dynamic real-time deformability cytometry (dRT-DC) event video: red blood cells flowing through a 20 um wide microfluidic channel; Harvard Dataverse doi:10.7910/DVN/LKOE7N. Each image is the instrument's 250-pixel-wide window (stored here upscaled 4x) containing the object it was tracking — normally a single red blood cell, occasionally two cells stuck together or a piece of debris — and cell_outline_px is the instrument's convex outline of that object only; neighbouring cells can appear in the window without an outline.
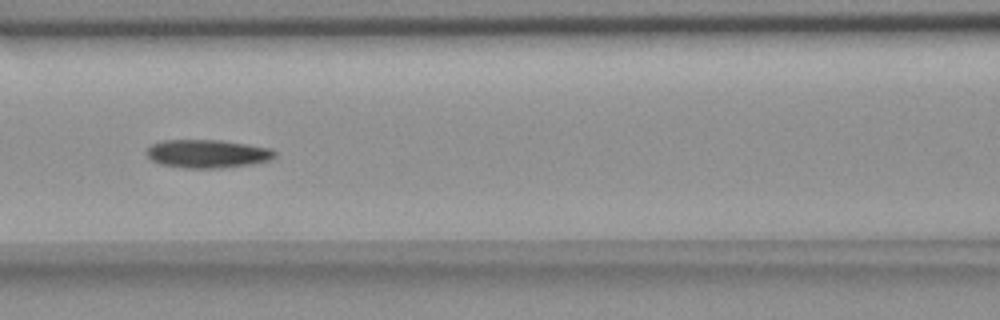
{"species": "common noctule bat (a hibernating species)", "species_latin": "Nyctalus noctula", "temperature_condition": "room temperature", "stored_images_in_passage": 9, "camera_frame_rate_fps": 3000, "um_per_image_px": 0.085, "animal": {"sex": "female", "body_mass_g": 18.4}, "frame": {"image": 1, "passage_image": 6, "time_ms": 7.0, "image_size_px": [1000, 320], "cell_outline_px": [[276, 156], [268, 160], [248, 164], [220, 168], [184, 168], [160, 164], [152, 160], [148, 156], [148, 148], [152, 144], [164, 140], [220, 140], [272, 148], [276, 152]], "centroid_in_image_um": [17.63, 13.06], "position_along_channel_um": 149.0, "area_um2": 20.92}}
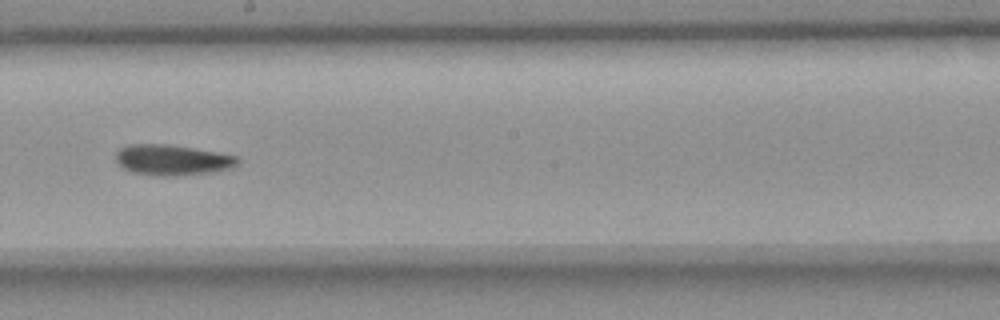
{"frame": {"image": 2, "passage_image": 8, "time_ms": 9.333, "image_size_px": [1000, 320], "cell_outline_px": [[240, 160], [232, 168], [212, 172], [180, 176], [156, 176], [132, 172], [124, 168], [116, 160], [116, 152], [120, 148], [128, 144], [164, 144], [192, 148], [216, 152], [236, 156]], "centroid_in_image_um": [14.63, 13.61], "position_along_channel_um": 233.6, "area_um2": 21.68}}
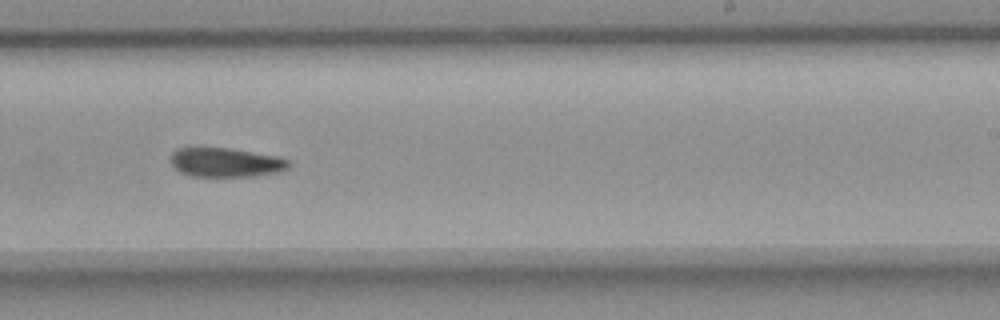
{"frame": {"image": 3, "passage_image": 9, "time_ms": 10.333, "image_size_px": [1000, 320], "cell_outline_px": [[288, 168], [280, 172], [256, 176], [192, 176], [180, 172], [172, 164], [172, 152], [176, 148], [188, 144], [200, 144], [228, 148], [276, 156], [288, 160]], "centroid_in_image_um": [19.09, 13.75], "position_along_channel_um": 269.9, "area_um2": 20.75}}